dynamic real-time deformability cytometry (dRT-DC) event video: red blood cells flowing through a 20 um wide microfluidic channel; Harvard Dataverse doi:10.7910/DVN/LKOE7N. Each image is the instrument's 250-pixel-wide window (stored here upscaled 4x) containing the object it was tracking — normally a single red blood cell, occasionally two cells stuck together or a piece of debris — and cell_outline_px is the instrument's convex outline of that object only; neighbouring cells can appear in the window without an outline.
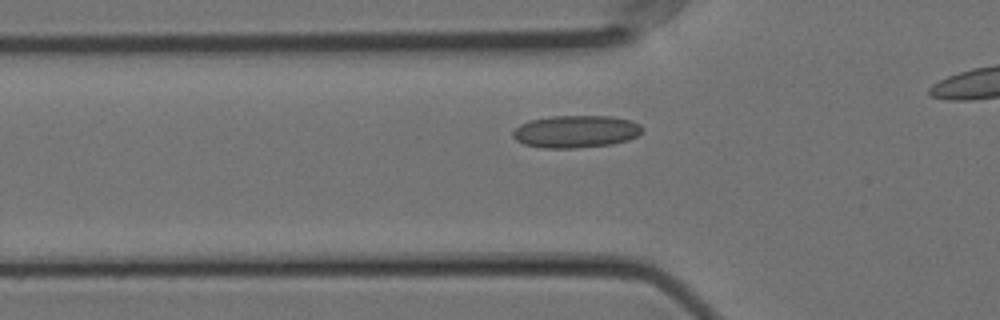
{"species": "Egyptian fruit bat (a non-hibernating species)", "species_latin": "Rousettus aegyptiacus", "temperature_condition": "cold", "stored_images_in_passage": 38, "camera_frame_rate_fps": 3000, "um_per_image_px": 0.085, "animal": {"sex": "female"}, "frame": {"image": 1, "passage_image": 11, "time_ms": 3.333, "image_size_px": [1000, 320], "cell_outline_px": [[644, 128], [636, 136], [628, 140], [612, 144], [576, 148], [544, 148], [524, 144], [516, 140], [512, 136], [512, 132], [520, 124], [528, 120], [552, 116], [612, 116], [632, 120], [640, 124]], "centroid_in_image_um": [48.95, 11.17], "position_along_channel_um": 76.9, "area_um2": 24.57}}
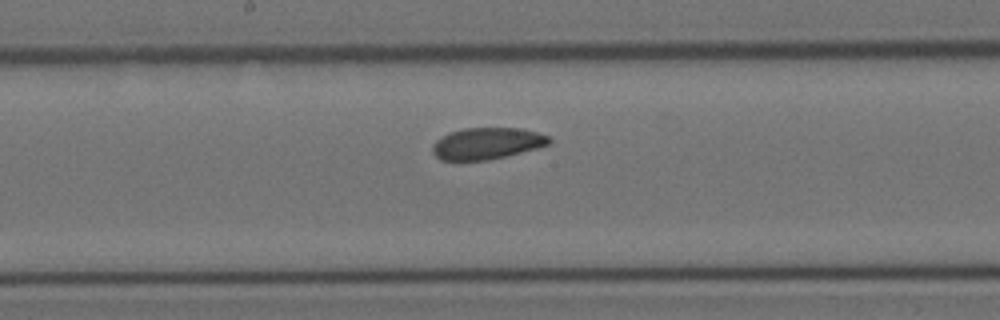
{"frame": {"image": 2, "passage_image": 22, "time_ms": 7.0, "image_size_px": [1000, 320], "cell_outline_px": [[552, 140], [548, 144], [536, 148], [488, 160], [440, 160], [432, 152], [432, 144], [440, 136], [448, 132], [464, 128], [520, 128], [536, 132], [548, 136]], "centroid_in_image_um": [41.33, 12.18], "position_along_channel_um": 206.9, "area_um2": 21.39}}
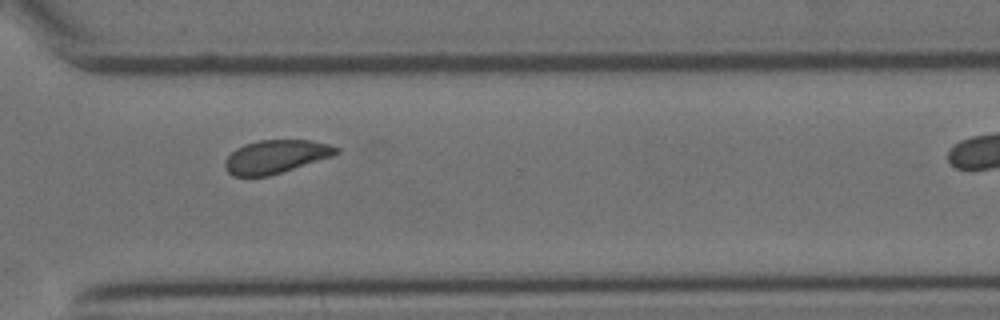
{"frame": {"image": 3, "passage_image": 34, "time_ms": 11.0, "image_size_px": [1000, 320], "cell_outline_px": [[340, 152], [332, 156], [268, 176], [232, 176], [224, 168], [224, 160], [236, 148], [244, 144], [256, 140], [312, 140], [328, 144], [340, 148]], "centroid_in_image_um": [23.42, 13.3], "position_along_channel_um": 347.2, "area_um2": 21.56}}